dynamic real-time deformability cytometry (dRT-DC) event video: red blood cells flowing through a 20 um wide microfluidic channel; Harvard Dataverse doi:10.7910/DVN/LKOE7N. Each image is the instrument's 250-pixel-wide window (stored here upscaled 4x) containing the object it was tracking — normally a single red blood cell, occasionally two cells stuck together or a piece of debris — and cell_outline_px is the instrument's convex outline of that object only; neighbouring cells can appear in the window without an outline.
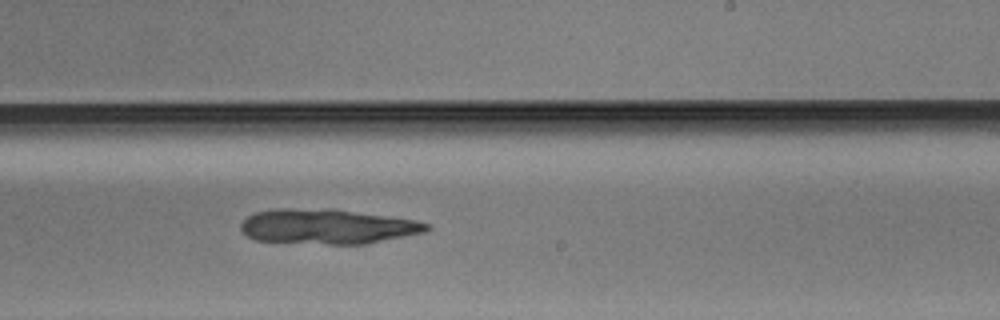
{"species": "Egyptian fruit bat (a non-hibernating species)", "species_latin": "Rousettus aegyptiacus", "temperature_condition": "warm", "stored_images_in_passage": 36, "camera_frame_rate_fps": 3000, "um_per_image_px": 0.085, "animal": {"sex": "male"}, "frame": {"image": 1, "passage_image": 16, "time_ms": 5.0, "image_size_px": [1000, 320], "cell_outline_px": [[432, 228], [424, 232], [368, 244], [328, 244], [256, 240], [248, 236], [240, 228], [240, 224], [248, 216], [256, 212], [280, 208], [332, 208], [416, 220], [428, 224]], "centroid_in_image_um": [27.85, 19.24], "position_along_channel_um": 261.1, "area_um2": 37.86}}
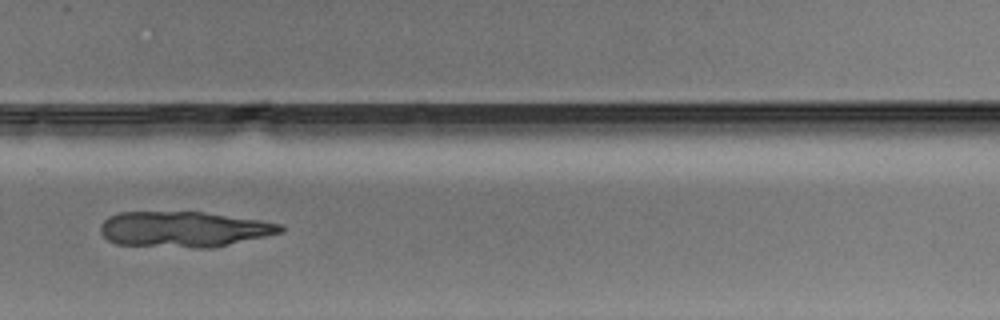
{"frame": {"image": 2, "passage_image": 20, "time_ms": 6.333, "image_size_px": [1000, 320], "cell_outline_px": [[284, 232], [212, 248], [192, 248], [116, 244], [108, 240], [100, 232], [100, 224], [108, 216], [120, 212], [204, 212], [260, 220], [280, 224], [284, 228]], "centroid_in_image_um": [15.61, 19.49], "position_along_channel_um": 314.2, "area_um2": 37.45}}
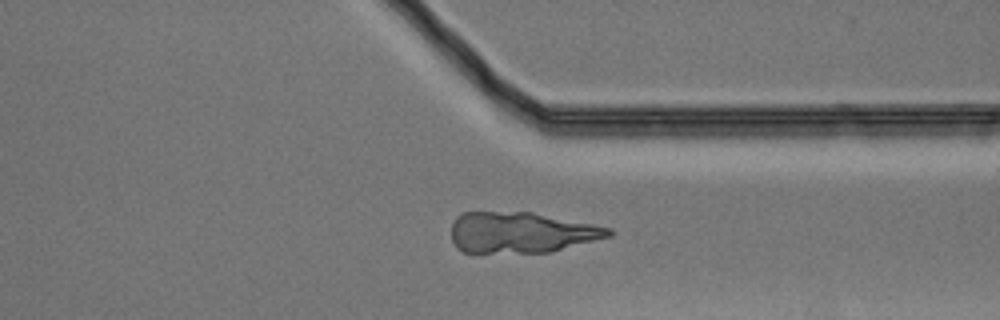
{"frame": {"image": 3, "passage_image": 24, "time_ms": 7.667, "image_size_px": [1000, 320], "cell_outline_px": [[612, 236], [552, 252], [464, 252], [456, 248], [452, 240], [452, 224], [456, 216], [460, 212], [532, 212], [612, 228]], "centroid_in_image_um": [44.3, 19.76], "position_along_channel_um": 367.1, "area_um2": 37.51}}